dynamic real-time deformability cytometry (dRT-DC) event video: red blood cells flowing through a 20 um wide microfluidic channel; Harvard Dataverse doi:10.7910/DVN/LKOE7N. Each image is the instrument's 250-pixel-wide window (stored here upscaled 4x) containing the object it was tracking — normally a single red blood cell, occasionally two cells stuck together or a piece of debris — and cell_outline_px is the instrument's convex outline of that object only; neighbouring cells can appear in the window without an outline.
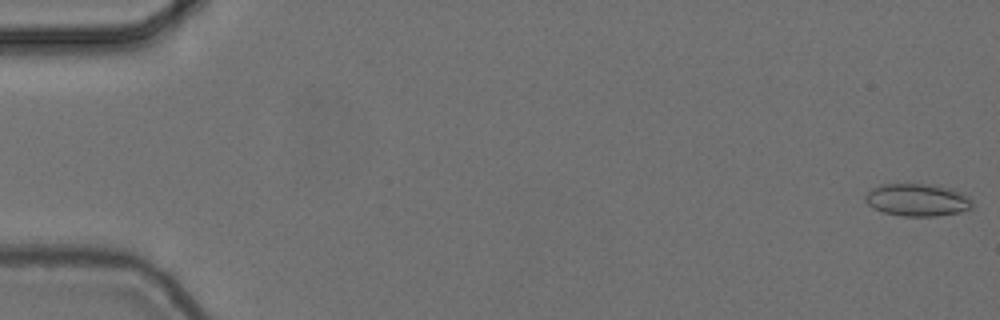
{"species": "common noctule bat (a hibernating species)", "species_latin": "Nyctalus noctula", "temperature_condition": "cold", "stored_images_in_passage": 51, "camera_frame_rate_fps": 3000, "um_per_image_px": 0.085, "animal": {"sex": "female", "body_mass_g": 24.6, "forearm_length_mm": 56.2}, "frame": {"image": 1, "passage_image": 1, "time_ms": 0.0, "image_size_px": [1000, 320], "cell_outline_px": [[972, 208], [960, 212], [936, 216], [904, 216], [884, 212], [868, 204], [864, 200], [864, 196], [872, 188], [880, 184], [936, 184], [952, 188], [968, 196], [972, 200]], "centroid_in_image_um": [78.0, 16.98], "position_along_channel_um": 7.0, "area_um2": 20.35}}
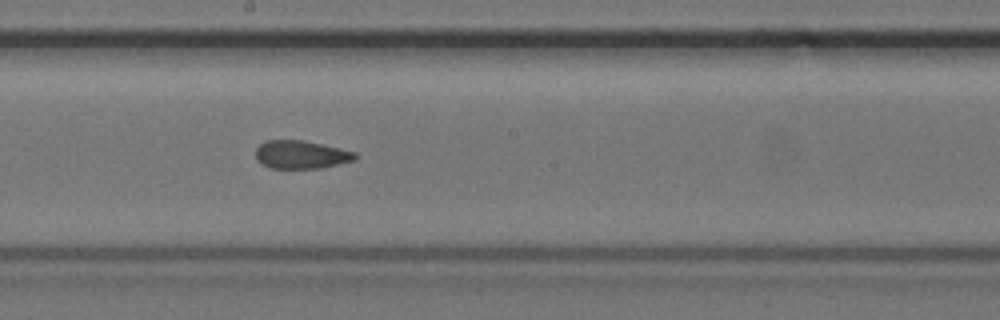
{"frame": {"image": 2, "passage_image": 31, "time_ms": 10.0, "image_size_px": [1000, 320], "cell_outline_px": [[356, 160], [320, 168], [272, 168], [260, 164], [256, 160], [256, 148], [264, 140], [304, 140], [340, 148], [356, 152]], "centroid_in_image_um": [25.57, 13.14], "position_along_channel_um": 222.6, "area_um2": 16.42}}
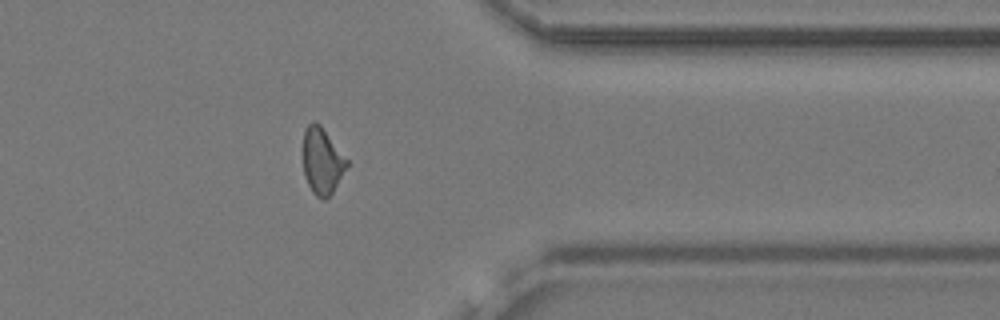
{"frame": {"image": 3, "passage_image": 45, "time_ms": 14.667, "image_size_px": [1000, 320], "cell_outline_px": [[348, 168], [332, 192], [324, 200], [316, 196], [312, 192], [304, 176], [300, 152], [304, 128], [312, 120], [316, 120], [320, 124], [348, 160]], "centroid_in_image_um": [27.32, 13.64], "position_along_channel_um": 384.1, "area_um2": 17.63}}